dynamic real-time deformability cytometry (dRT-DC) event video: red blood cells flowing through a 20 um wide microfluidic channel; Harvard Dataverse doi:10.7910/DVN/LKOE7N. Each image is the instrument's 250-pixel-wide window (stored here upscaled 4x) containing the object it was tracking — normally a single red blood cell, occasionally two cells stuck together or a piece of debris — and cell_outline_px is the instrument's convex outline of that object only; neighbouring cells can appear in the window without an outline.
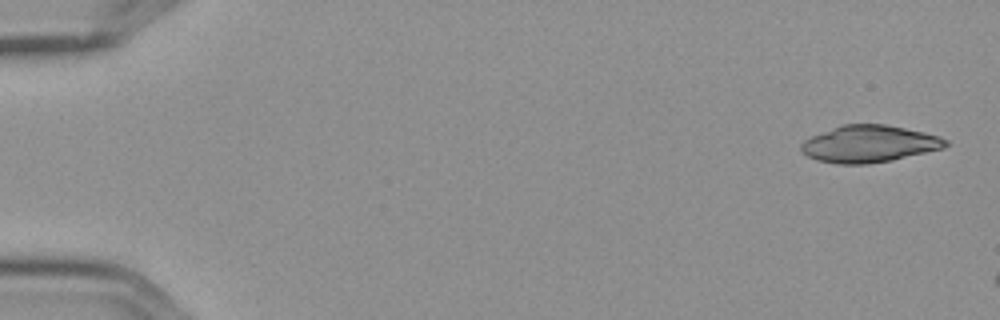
{"species": "Egyptian fruit bat (a non-hibernating species)", "species_latin": "Rousettus aegyptiacus", "temperature_condition": "cold", "stored_images_in_passage": 4, "camera_frame_rate_fps": 3000, "um_per_image_px": 0.085, "frame": {"image": 1, "passage_image": 1, "time_ms": 0.0, "image_size_px": [1000, 320], "cell_outline_px": [[948, 144], [944, 148], [892, 160], [868, 164], [840, 164], [816, 160], [800, 152], [800, 144], [804, 140], [812, 136], [840, 124], [884, 124], [924, 132], [940, 136], [948, 140]], "centroid_in_image_um": [73.86, 12.23], "position_along_channel_um": 11.1, "area_um2": 31.21}}